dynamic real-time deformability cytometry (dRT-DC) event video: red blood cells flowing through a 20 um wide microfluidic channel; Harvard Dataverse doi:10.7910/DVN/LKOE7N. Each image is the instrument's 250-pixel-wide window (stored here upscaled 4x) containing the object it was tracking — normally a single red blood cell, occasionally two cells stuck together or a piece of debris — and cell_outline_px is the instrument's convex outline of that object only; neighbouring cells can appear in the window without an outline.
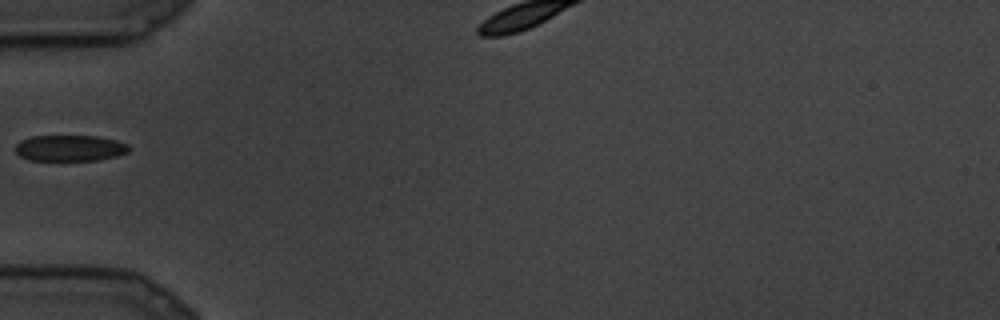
{"species": "common noctule bat (a hibernating species)", "species_latin": "Nyctalus noctula", "temperature_condition": "cold", "stored_images_in_passage": 5, "camera_frame_rate_fps": 3000, "um_per_image_px": 0.085, "animal": {"sex": "male", "body_mass_g": 19.5, "forearm_length_mm": 54.6}, "frame": {"image": 1, "passage_image": 1, "time_ms": 0.0, "image_size_px": [1000, 320], "cell_outline_px": [[128, 152], [116, 156], [100, 160], [28, 160], [20, 156], [16, 152], [16, 144], [20, 140], [32, 136], [96, 136], [116, 140], [128, 144]], "centroid_in_image_um": [5.92, 12.59], "position_along_channel_um": 79.1, "area_um2": 17.22}}
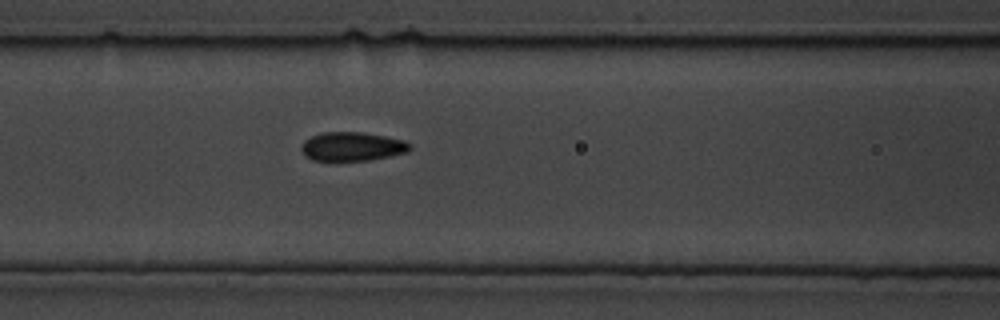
{"frame": {"image": 2, "passage_image": 3, "time_ms": 0.667, "image_size_px": [1000, 320], "cell_outline_px": [[412, 148], [408, 152], [372, 160], [312, 160], [304, 156], [300, 148], [304, 140], [312, 136], [324, 132], [360, 132], [384, 136], [404, 140], [412, 144]], "centroid_in_image_um": [29.95, 12.45], "position_along_channel_um": 136.7, "area_um2": 18.32}}
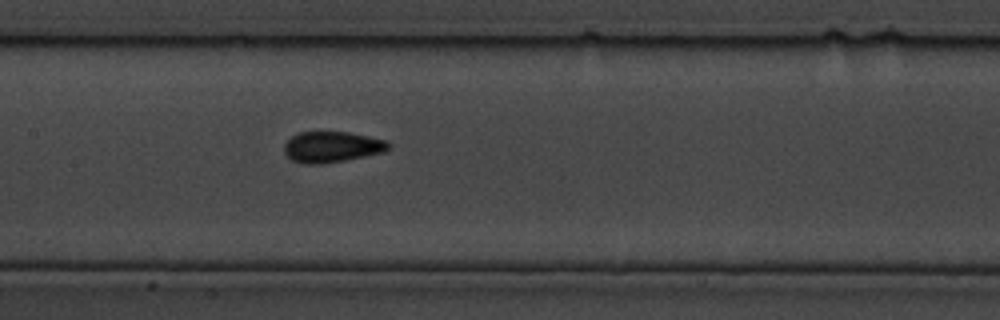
{"frame": {"image": 3, "passage_image": 5, "time_ms": 1.333, "image_size_px": [1000, 320], "cell_outline_px": [[392, 148], [384, 152], [324, 164], [304, 164], [292, 160], [284, 152], [284, 144], [292, 136], [300, 132], [348, 132], [388, 140], [392, 144]], "centroid_in_image_um": [28.25, 12.49], "position_along_channel_um": 179.1, "area_um2": 18.9}}